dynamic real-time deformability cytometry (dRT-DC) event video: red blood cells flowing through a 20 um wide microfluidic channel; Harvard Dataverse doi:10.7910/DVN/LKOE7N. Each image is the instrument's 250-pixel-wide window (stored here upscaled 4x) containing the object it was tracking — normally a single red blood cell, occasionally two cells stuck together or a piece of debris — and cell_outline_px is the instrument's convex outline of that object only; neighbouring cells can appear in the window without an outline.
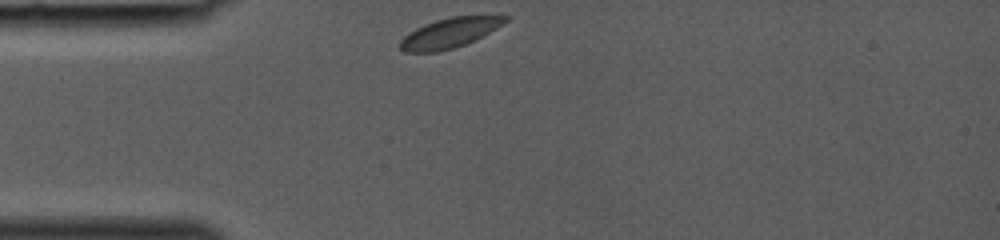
{"species": "common noctule bat (a hibernating species)", "species_latin": "Nyctalus noctula", "temperature_condition": "room temperature", "stored_images_in_passage": 25, "camera_frame_rate_fps": 3000, "um_per_image_px": 0.085, "animal": {"sex": "female", "body_mass_g": 19.0, "forearm_length_mm": 53.3}, "frame": {"image": 1, "passage_image": 1, "time_ms": 0.0, "image_size_px": [1000, 240], "cell_outline_px": [[508, 20], [496, 28], [476, 40], [440, 52], [404, 52], [396, 44], [408, 32], [424, 24], [436, 20], [452, 16], [508, 16]], "centroid_in_image_um": [38.15, 2.81], "position_along_channel_um": 46.8, "area_um2": 18.26}}
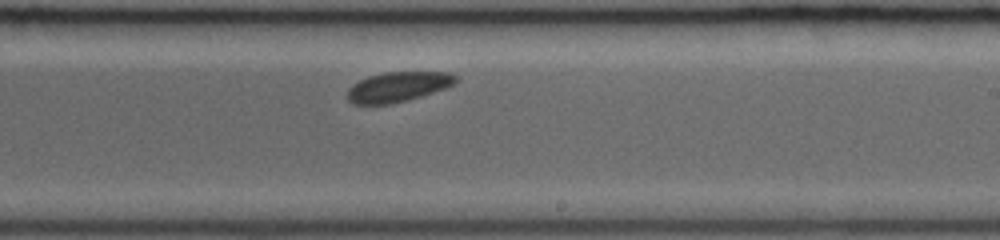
{"frame": {"image": 2, "passage_image": 15, "time_ms": 4.667, "image_size_px": [1000, 240], "cell_outline_px": [[456, 80], [452, 84], [444, 88], [420, 96], [388, 104], [352, 104], [348, 100], [348, 88], [352, 84], [368, 76], [384, 72], [448, 72], [456, 76]], "centroid_in_image_um": [33.77, 7.37], "position_along_channel_um": 255.2, "area_um2": 18.55}}
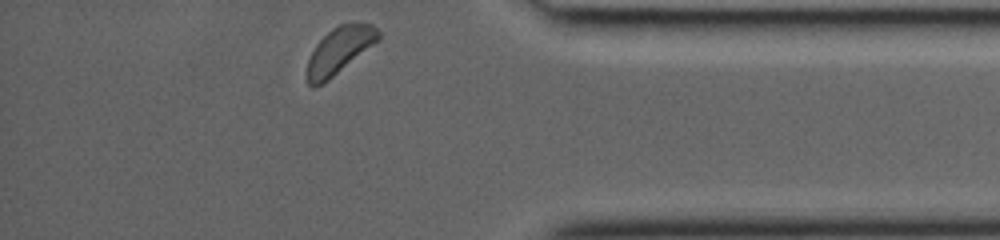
{"frame": {"image": 3, "passage_image": 25, "time_ms": 8.0, "image_size_px": [1000, 240], "cell_outline_px": [[380, 40], [328, 80], [316, 88], [312, 88], [308, 84], [308, 60], [316, 44], [332, 28], [340, 24], [372, 24], [380, 32]], "centroid_in_image_um": [28.86, 4.3], "position_along_channel_um": 406.3, "area_um2": 19.02}}